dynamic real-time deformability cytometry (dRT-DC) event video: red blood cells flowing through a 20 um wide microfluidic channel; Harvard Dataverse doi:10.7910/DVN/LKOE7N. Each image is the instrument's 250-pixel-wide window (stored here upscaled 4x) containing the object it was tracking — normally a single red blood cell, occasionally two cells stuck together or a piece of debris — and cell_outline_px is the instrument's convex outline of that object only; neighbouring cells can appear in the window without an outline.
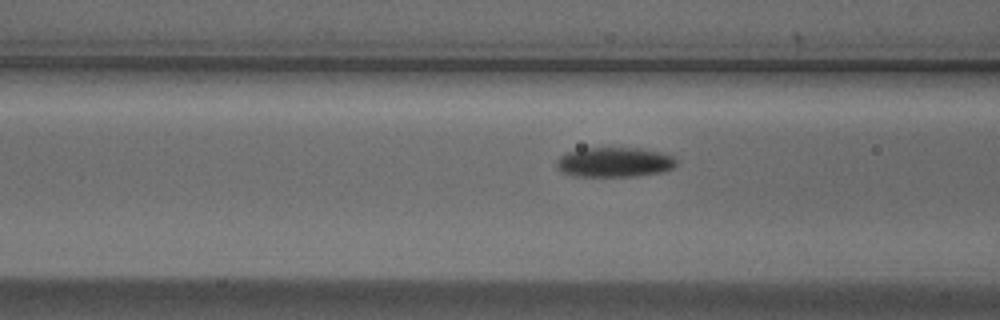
{"species": "Egyptian fruit bat (a non-hibernating species)", "species_latin": "Rousettus aegyptiacus", "temperature_condition": "cold", "stored_images_in_passage": 9, "camera_frame_rate_fps": 3000, "um_per_image_px": 0.085, "animal": {"sex": "male"}, "frame": {"image": 1, "passage_image": 7, "time_ms": 2.0, "image_size_px": [1000, 320], "cell_outline_px": [[676, 164], [672, 168], [664, 172], [636, 176], [572, 176], [560, 172], [556, 168], [556, 160], [560, 156], [568, 152], [584, 148], [640, 148], [660, 152], [672, 156], [676, 160]], "centroid_in_image_um": [52.2, 13.79], "position_along_channel_um": 114.4, "area_um2": 20.92}}